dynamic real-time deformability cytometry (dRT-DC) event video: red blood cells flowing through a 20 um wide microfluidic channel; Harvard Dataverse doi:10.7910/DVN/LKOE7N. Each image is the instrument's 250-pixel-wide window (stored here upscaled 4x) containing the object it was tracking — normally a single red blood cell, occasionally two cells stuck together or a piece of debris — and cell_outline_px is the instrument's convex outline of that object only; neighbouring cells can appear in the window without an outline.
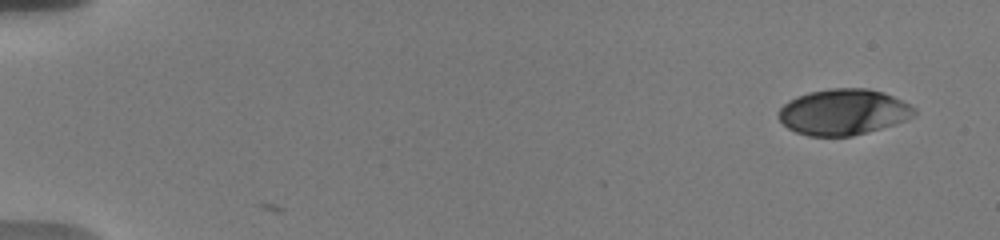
{"species": "human", "species_latin": "Homo sapiens", "temperature_condition": "warm", "stored_images_in_passage": 6, "camera_frame_rate_fps": 3000, "um_per_image_px": 0.085, "donor": {"sex": "male"}, "frame": {"image": 1, "passage_image": 1, "time_ms": 0.0, "image_size_px": [1000, 240], "cell_outline_px": [[916, 112], [912, 116], [904, 120], [880, 128], [852, 136], [808, 136], [796, 132], [788, 128], [780, 120], [780, 108], [788, 100], [796, 96], [808, 92], [828, 88], [868, 88], [884, 92], [916, 108]], "centroid_in_image_um": [71.66, 9.51], "position_along_channel_um": 13.3, "area_um2": 36.07}}
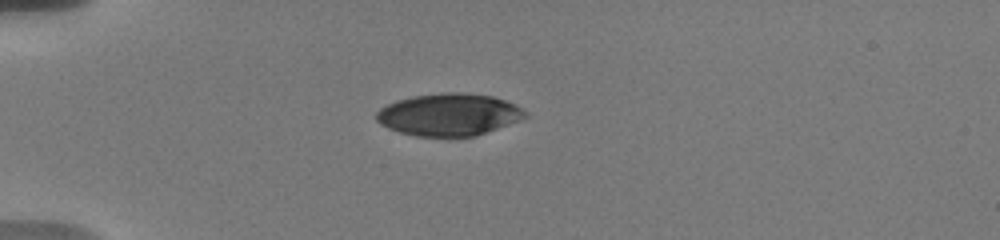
{"frame": {"image": 2, "passage_image": 5, "time_ms": 4.333, "image_size_px": [1000, 240], "cell_outline_px": [[528, 116], [520, 120], [476, 136], [416, 136], [400, 132], [388, 128], [380, 124], [376, 120], [376, 112], [380, 108], [396, 100], [412, 96], [440, 92], [460, 92], [492, 96], [516, 104], [528, 112]], "centroid_in_image_um": [38.16, 9.73], "position_along_channel_um": 46.8, "area_um2": 36.76}}